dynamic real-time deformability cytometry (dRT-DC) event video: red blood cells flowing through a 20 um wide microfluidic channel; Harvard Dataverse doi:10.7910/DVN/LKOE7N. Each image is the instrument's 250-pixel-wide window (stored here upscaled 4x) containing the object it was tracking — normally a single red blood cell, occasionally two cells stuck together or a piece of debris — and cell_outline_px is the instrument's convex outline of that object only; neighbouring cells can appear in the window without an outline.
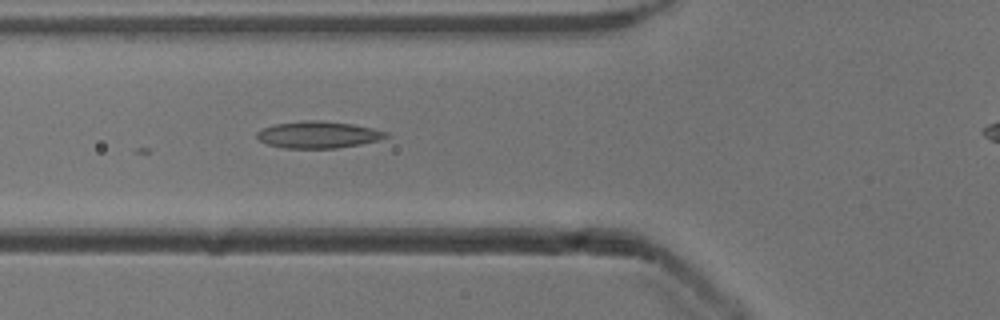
{"species": "common noctule bat (a hibernating species)", "species_latin": "Nyctalus noctula", "temperature_condition": "cold", "stored_images_in_passage": 15, "camera_frame_rate_fps": 3000, "um_per_image_px": 0.085, "animal": {"sex": "male", "body_mass_g": 13.3}, "frame": {"image": 1, "passage_image": 12, "time_ms": 3.667, "image_size_px": [1000, 320], "cell_outline_px": [[388, 136], [380, 140], [360, 144], [336, 148], [284, 148], [268, 144], [260, 140], [256, 136], [256, 132], [264, 128], [276, 124], [304, 120], [320, 120], [352, 124], [372, 128], [388, 132]], "centroid_in_image_um": [27.06, 11.45], "position_along_channel_um": 98.7, "area_um2": 20.06}}
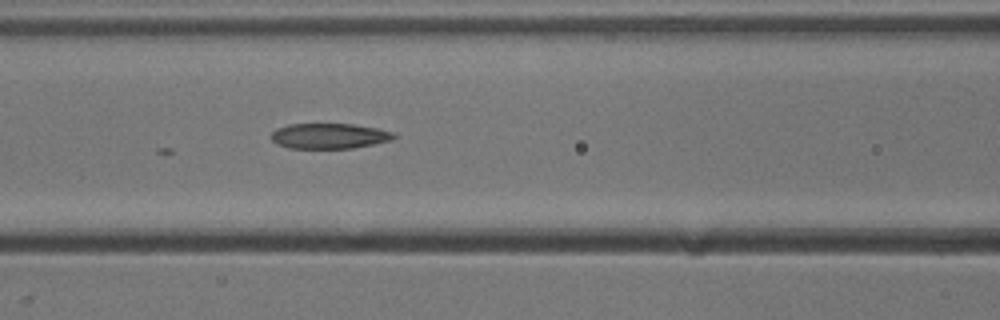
{"frame": {"image": 2, "passage_image": 15, "time_ms": 4.667, "image_size_px": [1000, 320], "cell_outline_px": [[396, 136], [392, 140], [352, 148], [288, 148], [272, 140], [272, 132], [276, 128], [288, 124], [352, 124], [376, 128], [392, 132]], "centroid_in_image_um": [27.98, 11.55], "position_along_channel_um": 138.6, "area_um2": 17.92}}